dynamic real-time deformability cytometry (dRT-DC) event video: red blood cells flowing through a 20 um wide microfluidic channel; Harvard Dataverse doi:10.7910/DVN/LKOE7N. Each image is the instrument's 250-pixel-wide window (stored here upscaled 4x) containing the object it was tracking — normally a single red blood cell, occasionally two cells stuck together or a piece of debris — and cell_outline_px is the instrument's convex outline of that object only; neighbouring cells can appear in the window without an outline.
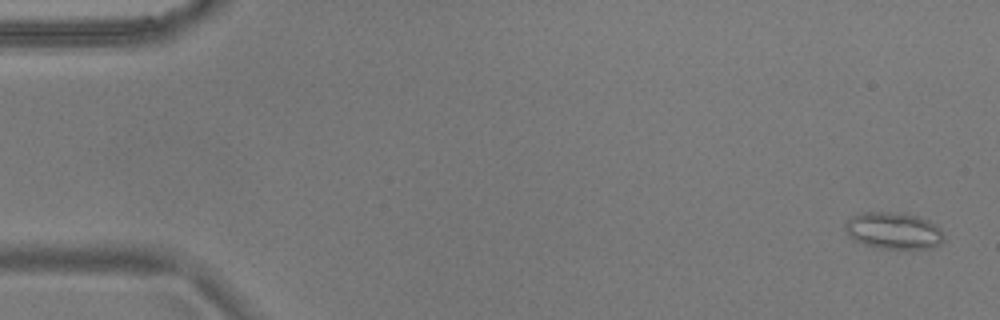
{"species": "common noctule bat (a hibernating species)", "species_latin": "Nyctalus noctula", "temperature_condition": "warm", "stored_images_in_passage": 55, "camera_frame_rate_fps": 3000, "um_per_image_px": 0.085, "animal": {"sex": "male", "body_mass_g": 17.9}, "frame": {"image": 1, "passage_image": 2, "time_ms": 0.333, "image_size_px": [1000, 320], "cell_outline_px": [[944, 240], [940, 244], [932, 248], [880, 248], [864, 244], [852, 240], [848, 236], [844, 228], [844, 224], [852, 216], [864, 212], [888, 212], [916, 216], [928, 220], [936, 224], [940, 228], [944, 236]], "centroid_in_image_um": [75.94, 19.61], "position_along_channel_um": 9.1, "area_um2": 21.1}}
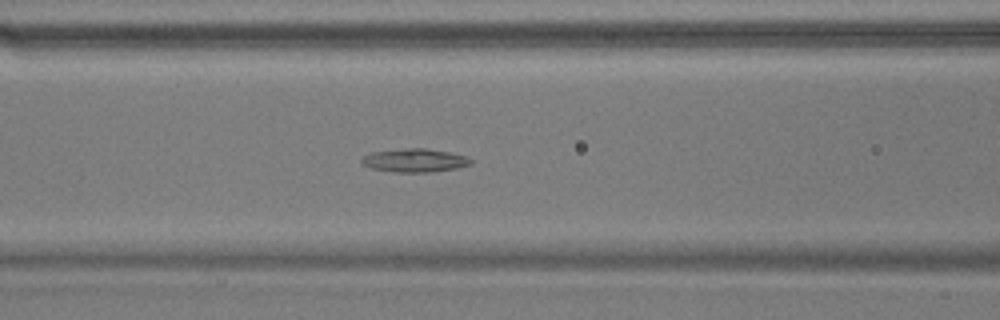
{"frame": {"image": 2, "passage_image": 23, "time_ms": 7.333, "image_size_px": [1000, 320], "cell_outline_px": [[472, 164], [456, 168], [432, 172], [396, 172], [372, 168], [364, 164], [360, 160], [364, 156], [372, 152], [408, 148], [424, 148], [452, 152], [464, 156], [472, 160]], "centroid_in_image_um": [35.28, 13.63], "position_along_channel_um": 131.3, "area_um2": 14.74}}
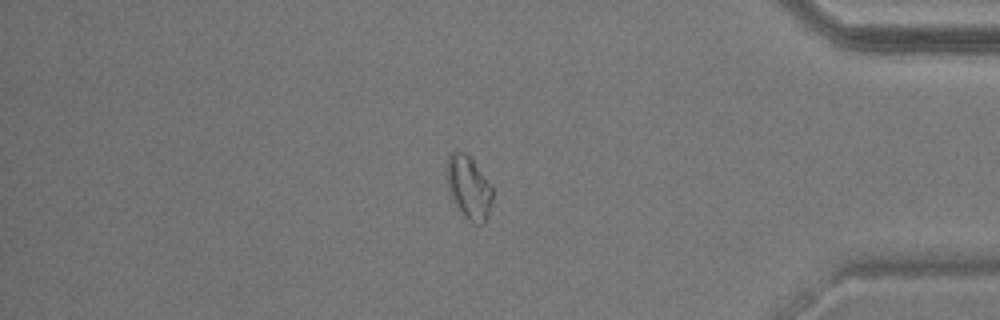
{"frame": {"image": 3, "passage_image": 47, "time_ms": 15.333, "image_size_px": [1000, 320], "cell_outline_px": [[492, 200], [488, 216], [484, 224], [476, 224], [468, 220], [464, 216], [456, 204], [448, 188], [444, 172], [448, 156], [452, 152], [464, 152], [472, 156], [492, 188]], "centroid_in_image_um": [39.83, 15.9], "position_along_channel_um": 395.4, "area_um2": 16.99}, "authors_computed_cell_mechanics": {"area_um2": 16.3574, "velocity_mm_per_s": 3.6645, "shape_relaxation_time_tau1_ms": null, "shape_relaxation_time_tau2_ms": 7.4553, "deformation_change_tau1": null, "deformation_change_tau2": 0.1488}}